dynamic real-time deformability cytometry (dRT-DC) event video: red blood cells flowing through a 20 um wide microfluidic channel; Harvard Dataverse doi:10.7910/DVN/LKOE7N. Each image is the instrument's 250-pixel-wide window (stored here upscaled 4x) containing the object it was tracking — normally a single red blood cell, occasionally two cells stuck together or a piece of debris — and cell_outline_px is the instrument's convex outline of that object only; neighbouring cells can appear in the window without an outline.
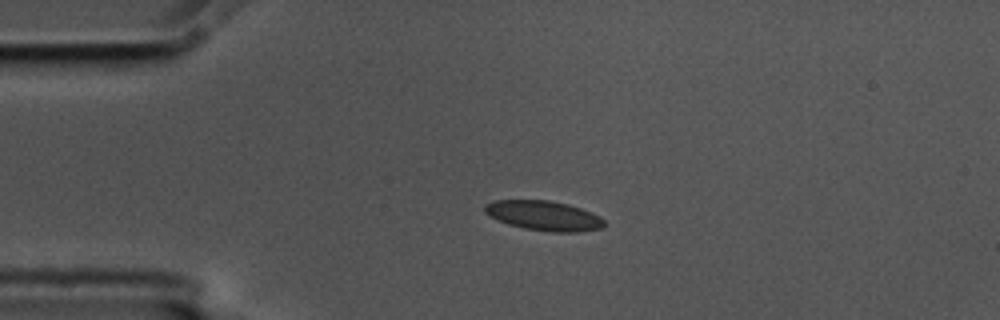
{"species": "common noctule bat (a hibernating species)", "species_latin": "Nyctalus noctula", "temperature_condition": "cold", "stored_images_in_passage": 3, "camera_frame_rate_fps": 3000, "um_per_image_px": 0.085, "animal": {"sex": "male", "body_mass_g": 17.5, "forearm_length_mm": 52.3}, "frame": {"image": 1, "passage_image": 1, "time_ms": 0.0, "image_size_px": [1000, 320], "cell_outline_px": [[604, 224], [600, 228], [580, 232], [552, 232], [524, 228], [508, 224], [484, 212], [484, 204], [496, 200], [548, 200], [568, 204], [580, 208], [600, 216], [604, 220]], "centroid_in_image_um": [46.23, 18.33], "position_along_channel_um": 38.8, "area_um2": 20.52}}